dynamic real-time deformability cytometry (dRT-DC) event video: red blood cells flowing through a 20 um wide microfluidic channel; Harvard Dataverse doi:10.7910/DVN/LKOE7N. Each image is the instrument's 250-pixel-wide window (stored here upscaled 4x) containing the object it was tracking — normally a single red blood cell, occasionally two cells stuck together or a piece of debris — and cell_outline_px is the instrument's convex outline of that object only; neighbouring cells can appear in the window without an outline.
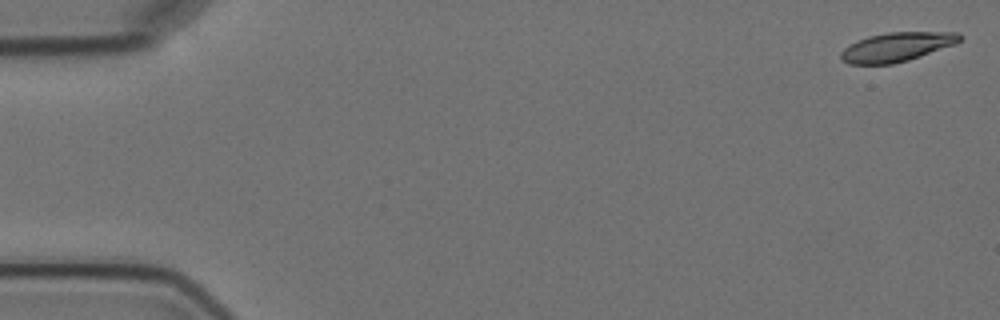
{"species": "Egyptian fruit bat (a non-hibernating species)", "species_latin": "Rousettus aegyptiacus", "temperature_condition": "cold", "stored_images_in_passage": 5, "camera_frame_rate_fps": 3000, "um_per_image_px": 0.085, "animal": {"sex": "female"}, "frame": {"image": 1, "passage_image": 1, "time_ms": 0.0, "image_size_px": [1000, 320], "cell_outline_px": [[964, 36], [956, 44], [908, 60], [892, 64], [848, 64], [840, 60], [840, 52], [848, 44], [868, 36], [888, 32], [960, 32]], "centroid_in_image_um": [76.21, 3.99], "position_along_channel_um": 8.8, "area_um2": 20.35}}
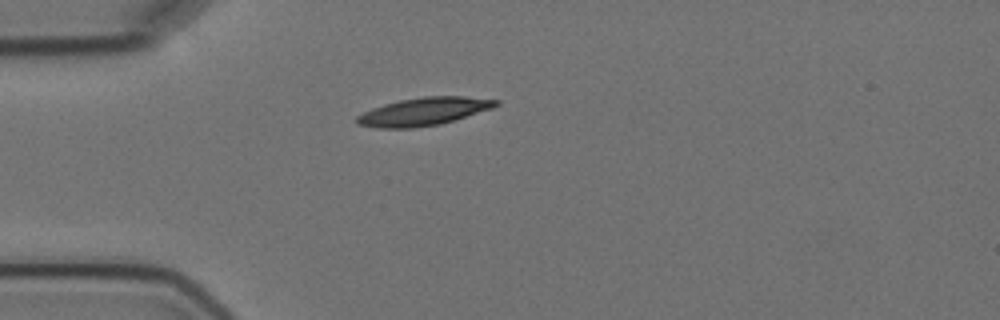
{"frame": {"image": 2, "passage_image": 5, "time_ms": 4.667, "image_size_px": [1000, 320], "cell_outline_px": [[500, 104], [492, 108], [440, 124], [412, 128], [376, 128], [356, 124], [356, 116], [372, 108], [384, 104], [400, 100], [424, 96], [464, 96], [500, 100]], "centroid_in_image_um": [36.0, 9.47], "position_along_channel_um": 49.0, "area_um2": 22.54}}